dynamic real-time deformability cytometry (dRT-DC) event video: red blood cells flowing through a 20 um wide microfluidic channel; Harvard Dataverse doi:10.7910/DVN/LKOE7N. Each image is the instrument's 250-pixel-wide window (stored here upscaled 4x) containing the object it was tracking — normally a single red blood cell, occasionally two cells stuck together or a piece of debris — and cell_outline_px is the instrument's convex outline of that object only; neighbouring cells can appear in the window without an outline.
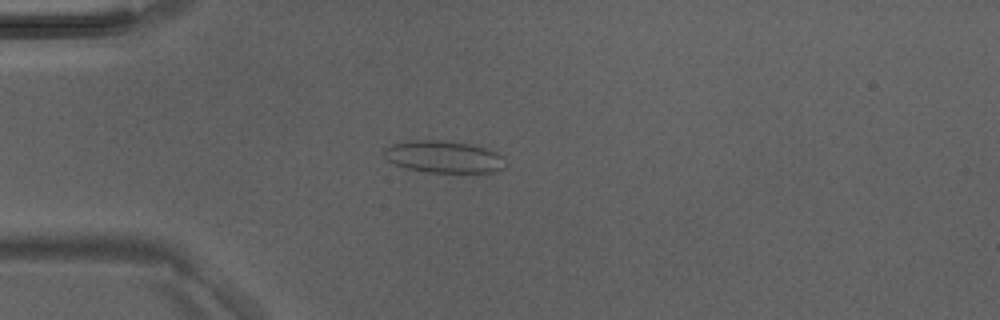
{"species": "Egyptian fruit bat (a non-hibernating species)", "species_latin": "Rousettus aegyptiacus", "temperature_condition": "room temperature", "stored_images_in_passage": 4, "camera_frame_rate_fps": 3000, "um_per_image_px": 0.085, "animal": {"sex": "male"}, "frame": {"image": 1, "passage_image": 4, "time_ms": 1.0, "image_size_px": [1000, 320], "cell_outline_px": [[504, 168], [492, 172], [424, 172], [404, 168], [388, 160], [384, 156], [384, 148], [392, 144], [408, 140], [440, 140], [468, 144], [488, 148], [496, 152], [500, 156]], "centroid_in_image_um": [37.65, 13.32], "position_along_channel_um": 47.3, "area_um2": 22.48}}